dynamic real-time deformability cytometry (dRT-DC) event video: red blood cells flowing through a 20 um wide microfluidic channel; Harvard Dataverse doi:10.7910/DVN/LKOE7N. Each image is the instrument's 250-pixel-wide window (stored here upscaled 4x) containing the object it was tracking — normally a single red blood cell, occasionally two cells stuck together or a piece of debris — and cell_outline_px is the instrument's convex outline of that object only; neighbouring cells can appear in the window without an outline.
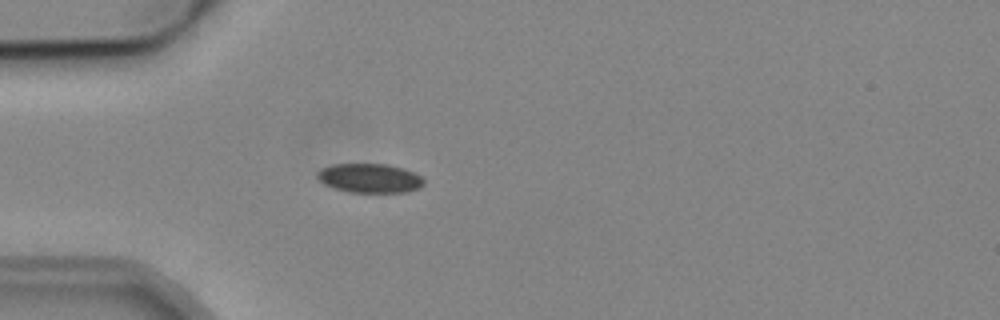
{"species": "common noctule bat (a hibernating species)", "species_latin": "Nyctalus noctula", "temperature_condition": "cold", "stored_images_in_passage": 4, "camera_frame_rate_fps": 3000, "um_per_image_px": 0.085, "animal": {"sex": "male", "body_mass_g": 19.2, "forearm_length_mm": 51.8}, "frame": {"image": 1, "passage_image": 4, "time_ms": 4.333, "image_size_px": [1000, 320], "cell_outline_px": [[424, 184], [420, 188], [408, 192], [348, 192], [324, 184], [316, 176], [316, 172], [320, 168], [332, 164], [388, 164], [404, 168], [420, 176], [424, 180]], "centroid_in_image_um": [31.42, 15.14], "position_along_channel_um": 53.6, "area_um2": 18.21}}